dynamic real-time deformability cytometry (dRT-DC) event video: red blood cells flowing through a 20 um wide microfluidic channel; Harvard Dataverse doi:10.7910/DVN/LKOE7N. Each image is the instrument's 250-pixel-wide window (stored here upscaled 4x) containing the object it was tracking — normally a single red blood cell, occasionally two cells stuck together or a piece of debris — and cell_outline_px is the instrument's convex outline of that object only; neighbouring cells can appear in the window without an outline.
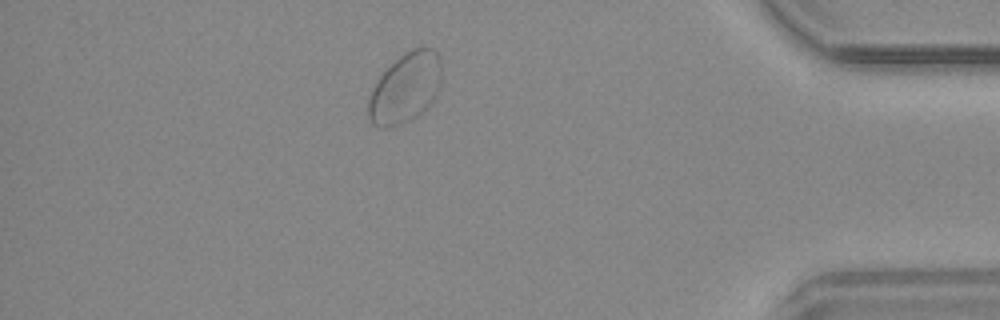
{"species": "common noctule bat (a hibernating species)", "species_latin": "Nyctalus noctula", "temperature_condition": "warm", "stored_images_in_passage": 22, "camera_frame_rate_fps": 3000, "um_per_image_px": 0.085, "animal": {"sex": "male", "body_mass_g": 20.4}, "frame": {"image": 1, "passage_image": 19, "time_ms": 6.0, "image_size_px": [1000, 320], "cell_outline_px": [[440, 88], [436, 100], [416, 116], [408, 120], [388, 128], [380, 128], [372, 124], [368, 116], [368, 96], [372, 88], [380, 76], [404, 52], [412, 48], [436, 48], [440, 56]], "centroid_in_image_um": [34.46, 7.48], "position_along_channel_um": 400.7, "area_um2": 30.0}}